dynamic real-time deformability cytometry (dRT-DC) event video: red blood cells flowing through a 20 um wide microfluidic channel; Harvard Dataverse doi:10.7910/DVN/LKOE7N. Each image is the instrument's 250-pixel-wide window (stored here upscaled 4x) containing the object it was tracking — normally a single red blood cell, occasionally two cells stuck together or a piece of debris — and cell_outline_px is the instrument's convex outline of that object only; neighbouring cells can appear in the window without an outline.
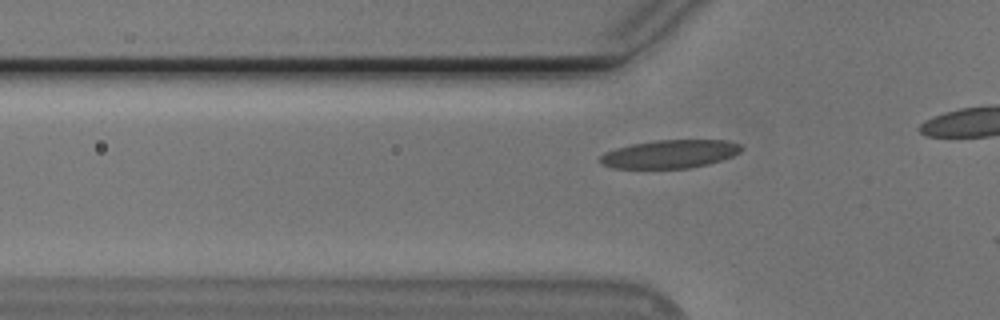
{"species": "Egyptian fruit bat (a non-hibernating species)", "species_latin": "Rousettus aegyptiacus", "temperature_condition": "cold", "stored_images_in_passage": 4, "camera_frame_rate_fps": 3000, "um_per_image_px": 0.085, "animal": {"sex": "male"}, "frame": {"image": 1, "passage_image": 3, "time_ms": 0.667, "image_size_px": [1000, 320], "cell_outline_px": [[744, 148], [740, 152], [732, 156], [708, 164], [688, 168], [612, 168], [600, 164], [600, 156], [604, 152], [616, 148], [632, 144], [656, 140], [728, 140], [740, 144]], "centroid_in_image_um": [56.94, 13.09], "position_along_channel_um": 68.9, "area_um2": 23.29}}